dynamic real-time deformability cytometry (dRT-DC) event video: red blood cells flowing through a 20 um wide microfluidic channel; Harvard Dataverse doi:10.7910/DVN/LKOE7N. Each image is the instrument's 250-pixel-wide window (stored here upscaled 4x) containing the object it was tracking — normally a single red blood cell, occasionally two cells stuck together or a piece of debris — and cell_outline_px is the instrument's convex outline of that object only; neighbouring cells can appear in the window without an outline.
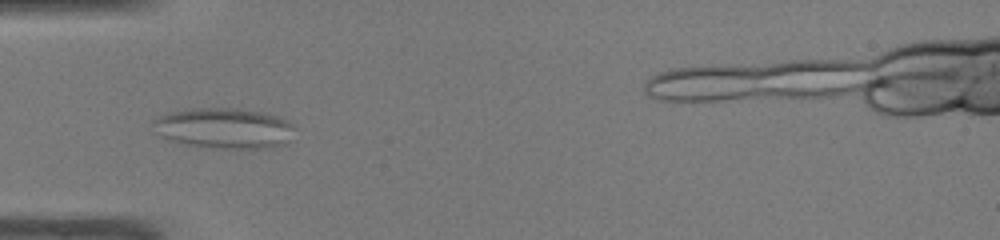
{"species": "common noctule bat (a hibernating species)", "species_latin": "Nyctalus noctula", "temperature_condition": "warm", "stored_images_in_passage": 37, "camera_frame_rate_fps": 3000, "um_per_image_px": 0.085, "animal": {"sex": "male", "body_mass_g": 19.0, "forearm_length_mm": 50.8}, "frame": {"image": 1, "passage_image": 7, "time_ms": 2.0, "image_size_px": [1000, 240], "cell_outline_px": [[292, 128], [288, 140], [284, 144], [268, 148], [212, 148], [184, 144], [168, 140], [164, 136], [152, 120], [168, 112], [188, 108], [236, 108], [264, 112], [280, 116], [288, 120], [292, 124]], "centroid_in_image_um": [19.08, 10.88], "position_along_channel_um": 65.9, "area_um2": 33.23}}
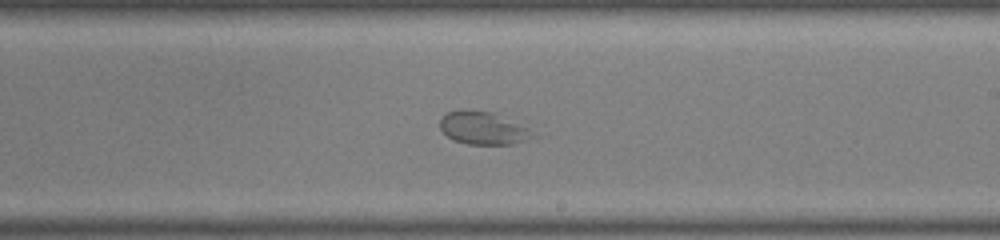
{"frame": {"image": 2, "passage_image": 20, "time_ms": 6.333, "image_size_px": [1000, 240], "cell_outline_px": [[528, 140], [512, 144], [468, 144], [452, 140], [440, 128], [440, 120], [448, 112], [492, 112], [528, 128]], "centroid_in_image_um": [41.01, 10.93], "position_along_channel_um": 248.0, "area_um2": 16.7}}
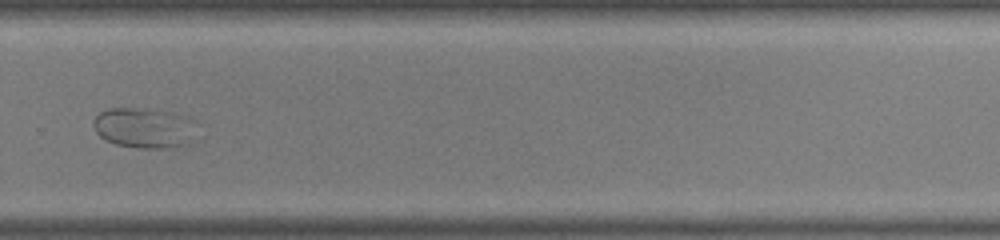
{"frame": {"image": 3, "passage_image": 25, "time_ms": 8.0, "image_size_px": [1000, 240], "cell_outline_px": [[196, 120], [184, 144], [172, 148], [136, 148], [116, 144], [104, 140], [96, 132], [92, 124], [96, 116], [100, 112], [108, 108], [132, 108], [172, 112]], "centroid_in_image_um": [12.15, 10.86], "position_along_channel_um": 317.6, "area_um2": 23.81}}